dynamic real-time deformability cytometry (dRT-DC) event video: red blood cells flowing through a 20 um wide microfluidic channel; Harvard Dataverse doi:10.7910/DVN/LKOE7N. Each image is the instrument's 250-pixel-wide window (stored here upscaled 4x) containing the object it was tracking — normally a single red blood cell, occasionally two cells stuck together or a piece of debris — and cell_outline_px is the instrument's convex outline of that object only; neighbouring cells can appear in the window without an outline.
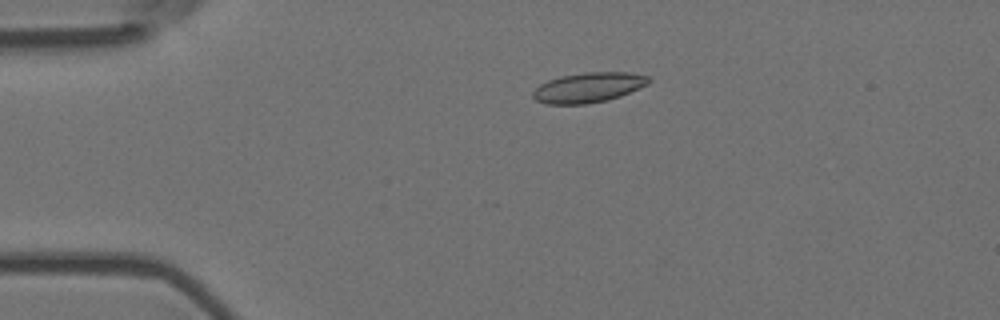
{"species": "Egyptian fruit bat (a non-hibernating species)", "species_latin": "Rousettus aegyptiacus", "temperature_condition": "room temperature", "stored_images_in_passage": 6, "camera_frame_rate_fps": 3000, "um_per_image_px": 0.085, "animal": {"sex": "female"}, "frame": {"image": 1, "passage_image": 4, "time_ms": 1.0, "image_size_px": [1000, 320], "cell_outline_px": [[652, 80], [648, 84], [620, 96], [608, 100], [584, 104], [548, 104], [536, 100], [532, 96], [532, 92], [540, 84], [548, 80], [560, 76], [584, 72], [628, 72], [648, 76]], "centroid_in_image_um": [50.01, 7.43], "position_along_channel_um": 35.0, "area_um2": 20.23}}